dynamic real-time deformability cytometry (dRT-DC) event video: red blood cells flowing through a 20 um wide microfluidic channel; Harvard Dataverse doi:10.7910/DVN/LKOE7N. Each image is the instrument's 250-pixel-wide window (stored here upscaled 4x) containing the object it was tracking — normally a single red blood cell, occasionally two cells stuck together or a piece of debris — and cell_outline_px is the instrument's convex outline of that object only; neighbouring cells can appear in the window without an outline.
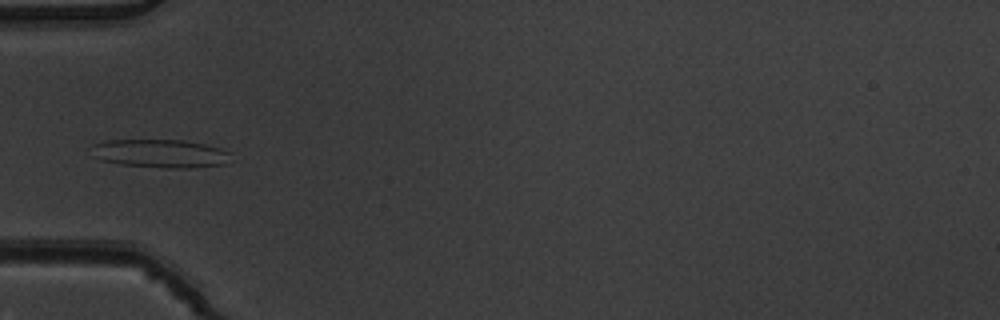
{"species": "common noctule bat (a hibernating species)", "species_latin": "Nyctalus noctula", "temperature_condition": "warm", "stored_images_in_passage": 4, "camera_frame_rate_fps": 3000, "um_per_image_px": 0.085, "animal": {"sex": "male", "body_mass_g": 19.5, "forearm_length_mm": 54.6}, "frame": {"image": 1, "passage_image": 4, "time_ms": 1.0, "image_size_px": [1000, 320], "cell_outline_px": [[232, 152], [228, 164], [192, 168], [164, 168], [120, 164], [100, 160], [92, 156], [92, 144], [104, 140], [184, 140], [204, 144], [220, 148]], "centroid_in_image_um": [13.64, 13.05], "position_along_channel_um": 71.4, "area_um2": 23.41}}